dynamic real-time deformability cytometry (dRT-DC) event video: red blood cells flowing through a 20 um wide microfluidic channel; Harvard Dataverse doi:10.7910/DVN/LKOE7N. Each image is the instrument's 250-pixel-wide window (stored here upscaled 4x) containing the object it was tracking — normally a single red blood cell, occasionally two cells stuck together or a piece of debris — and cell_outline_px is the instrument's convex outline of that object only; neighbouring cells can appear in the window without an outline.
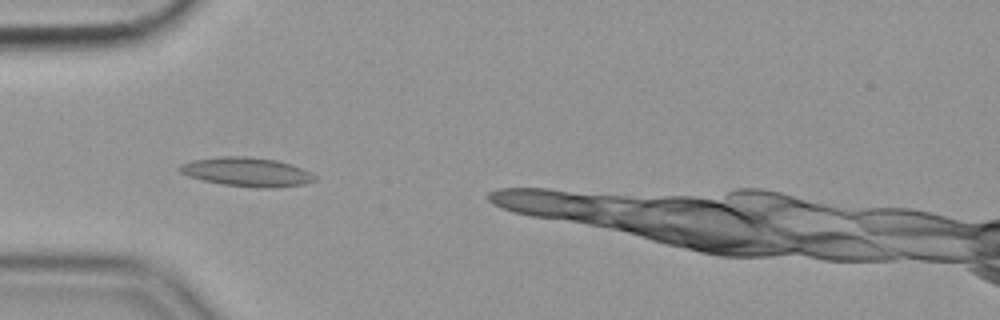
{"species": "common noctule bat (a hibernating species)", "species_latin": "Nyctalus noctula", "temperature_condition": "cold", "stored_images_in_passage": 17, "camera_frame_rate_fps": 3000, "um_per_image_px": 0.085, "animal": {"sex": "female", "body_mass_g": 19.9}, "frame": {"image": 1, "passage_image": 6, "time_ms": 1.667, "image_size_px": [1000, 320], "cell_outline_px": [[316, 180], [304, 184], [276, 188], [256, 188], [220, 184], [200, 180], [188, 176], [180, 172], [176, 168], [180, 164], [192, 160], [224, 156], [244, 156], [276, 160], [300, 168], [316, 176]], "centroid_in_image_um": [20.92, 14.63], "position_along_channel_um": 64.1, "area_um2": 22.89}}